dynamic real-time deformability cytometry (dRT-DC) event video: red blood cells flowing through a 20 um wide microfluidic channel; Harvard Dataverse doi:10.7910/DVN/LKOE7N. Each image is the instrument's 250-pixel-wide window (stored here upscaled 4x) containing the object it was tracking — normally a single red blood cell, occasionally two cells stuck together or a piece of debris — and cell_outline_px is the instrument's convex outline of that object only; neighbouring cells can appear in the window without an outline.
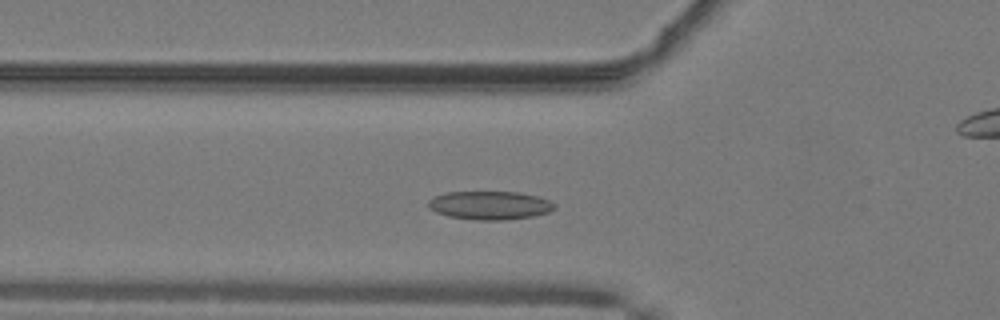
{"species": "common noctule bat (a hibernating species)", "species_latin": "Nyctalus noctula", "temperature_condition": "warm", "stored_images_in_passage": 45, "camera_frame_rate_fps": 3000, "um_per_image_px": 0.085, "animal": {"sex": "male", "body_mass_g": 19.2, "forearm_length_mm": 51.8}, "frame": {"image": 1, "passage_image": 11, "time_ms": 3.333, "image_size_px": [1000, 320], "cell_outline_px": [[556, 208], [548, 212], [532, 216], [504, 220], [476, 220], [448, 216], [436, 212], [428, 208], [428, 200], [436, 196], [448, 192], [516, 192], [536, 196], [548, 200], [556, 204]], "centroid_in_image_um": [41.62, 17.46], "position_along_channel_um": 84.2, "area_um2": 20.81}}
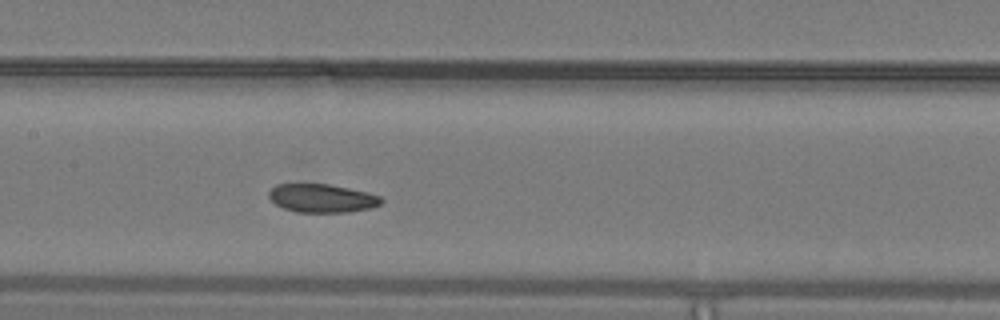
{"frame": {"image": 2, "passage_image": 18, "time_ms": 5.667, "image_size_px": [1000, 320], "cell_outline_px": [[384, 200], [380, 204], [372, 208], [348, 212], [296, 212], [284, 208], [276, 204], [268, 196], [268, 192], [276, 184], [328, 184], [368, 192], [380, 196]], "centroid_in_image_um": [27.38, 16.85], "position_along_channel_um": 180.0, "area_um2": 18.61}}
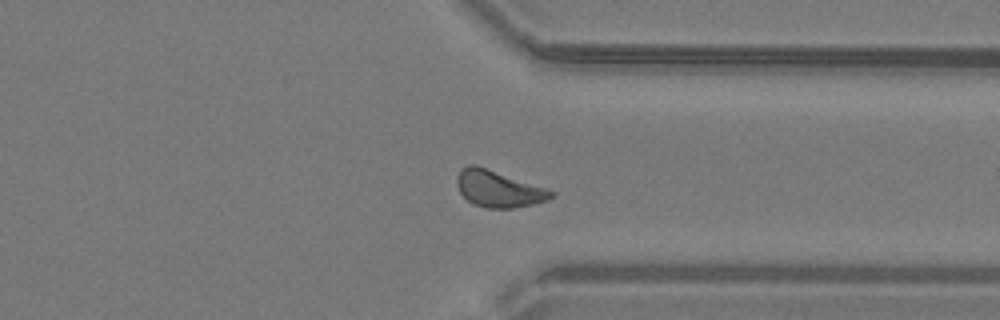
{"frame": {"image": 3, "passage_image": 32, "time_ms": 10.333, "image_size_px": [1000, 320], "cell_outline_px": [[556, 196], [548, 200], [532, 204], [512, 208], [488, 208], [472, 204], [460, 192], [456, 184], [456, 176], [460, 168], [468, 164], [476, 164], [548, 188], [556, 192]], "centroid_in_image_um": [42.38, 16.03], "position_along_channel_um": 369.0, "area_um2": 20.46}, "authors_computed_cell_mechanics": {"area_um2": 19.363, "velocity_mm_per_s": 4.0589, "shape_relaxation_time_tau1_ms": 3.5096, "shape_relaxation_time_tau2_ms": null, "deformation_change_tau1": 0.0822, "deformation_change_tau2": null}}